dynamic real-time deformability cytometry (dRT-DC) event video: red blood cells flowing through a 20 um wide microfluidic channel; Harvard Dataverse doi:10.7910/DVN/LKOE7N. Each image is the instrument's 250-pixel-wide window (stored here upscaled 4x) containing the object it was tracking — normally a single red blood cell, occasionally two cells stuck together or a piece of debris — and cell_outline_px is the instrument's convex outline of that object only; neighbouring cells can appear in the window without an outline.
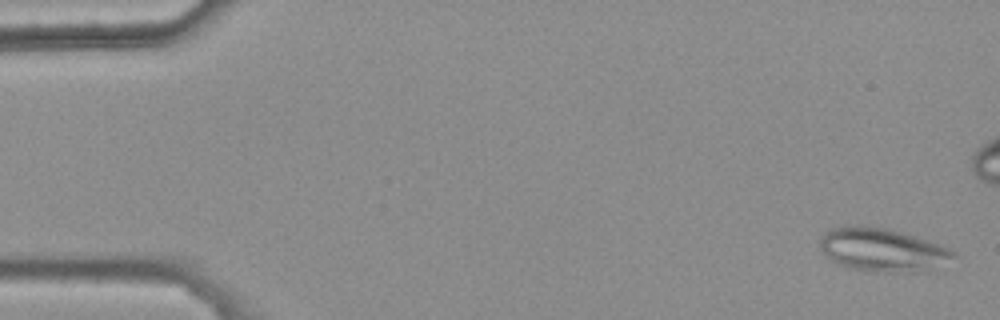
{"species": "common noctule bat (a hibernating species)", "species_latin": "Nyctalus noctula", "temperature_condition": "warm", "stored_images_in_passage": 10, "camera_frame_rate_fps": 3000, "um_per_image_px": 0.085, "animal": {"sex": "female", "body_mass_g": 25.1}, "frame": {"image": 1, "passage_image": 10, "time_ms": 3.0, "image_size_px": [1000, 320], "cell_outline_px": [[956, 256], [912, 272], [888, 272], [852, 268], [840, 264], [832, 260], [820, 248], [820, 236], [832, 228], [848, 224], [856, 224], [888, 228], [928, 240], [948, 248]], "centroid_in_image_um": [74.88, 21.17], "position_along_channel_um": 10.1, "area_um2": 32.66}}